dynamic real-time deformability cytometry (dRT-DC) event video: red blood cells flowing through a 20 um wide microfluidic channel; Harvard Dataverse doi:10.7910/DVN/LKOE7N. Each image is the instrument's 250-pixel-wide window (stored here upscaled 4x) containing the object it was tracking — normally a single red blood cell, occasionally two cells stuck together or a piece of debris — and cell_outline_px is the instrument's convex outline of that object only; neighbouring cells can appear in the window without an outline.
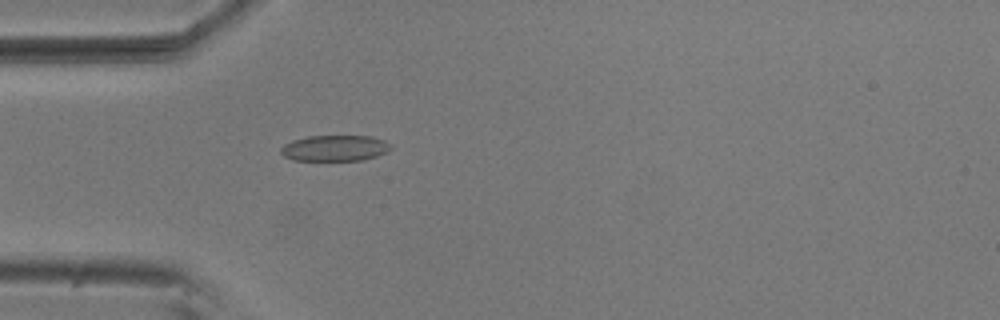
{"species": "common noctule bat (a hibernating species)", "species_latin": "Nyctalus noctula", "temperature_condition": "room temperature", "stored_images_in_passage": 26, "camera_frame_rate_fps": 3000, "um_per_image_px": 0.085, "animal": {"sex": "male", "body_mass_g": 20.5, "forearm_length_mm": 52.5}, "frame": {"image": 1, "passage_image": 1, "time_ms": 0.0, "image_size_px": [1000, 320], "cell_outline_px": [[392, 148], [388, 152], [364, 160], [292, 160], [284, 156], [280, 152], [280, 148], [284, 144], [292, 140], [308, 136], [372, 136], [384, 140], [392, 144]], "centroid_in_image_um": [28.48, 12.59], "position_along_channel_um": 56.5, "area_um2": 16.76}}
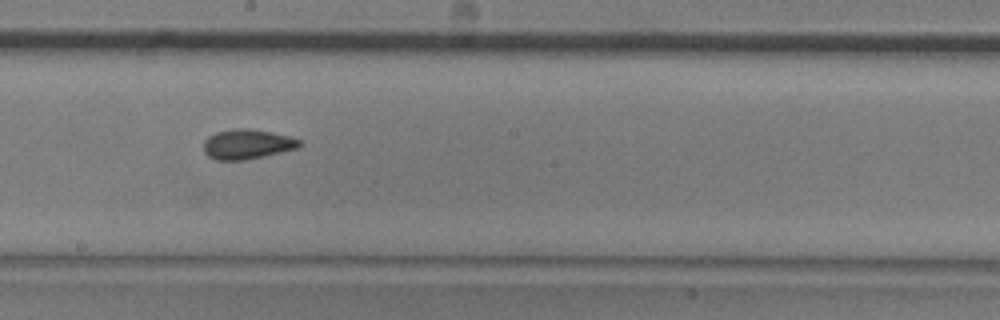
{"frame": {"image": 2, "passage_image": 15, "time_ms": 4.667, "image_size_px": [1000, 320], "cell_outline_px": [[304, 144], [296, 148], [264, 156], [244, 160], [216, 160], [208, 156], [204, 152], [204, 140], [208, 136], [216, 132], [232, 128], [248, 128], [272, 132], [288, 136], [300, 140]], "centroid_in_image_um": [20.99, 12.25], "position_along_channel_um": 227.2, "area_um2": 16.7}}
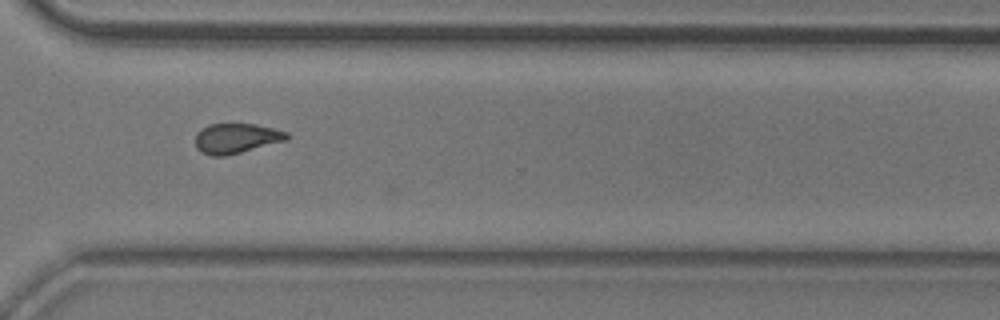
{"frame": {"image": 3, "passage_image": 25, "time_ms": 8.0, "image_size_px": [1000, 320], "cell_outline_px": [[288, 140], [224, 156], [212, 156], [200, 152], [196, 148], [196, 132], [200, 128], [208, 124], [256, 124], [288, 132]], "centroid_in_image_um": [20.05, 11.75], "position_along_channel_um": 350.5, "area_um2": 16.01}}